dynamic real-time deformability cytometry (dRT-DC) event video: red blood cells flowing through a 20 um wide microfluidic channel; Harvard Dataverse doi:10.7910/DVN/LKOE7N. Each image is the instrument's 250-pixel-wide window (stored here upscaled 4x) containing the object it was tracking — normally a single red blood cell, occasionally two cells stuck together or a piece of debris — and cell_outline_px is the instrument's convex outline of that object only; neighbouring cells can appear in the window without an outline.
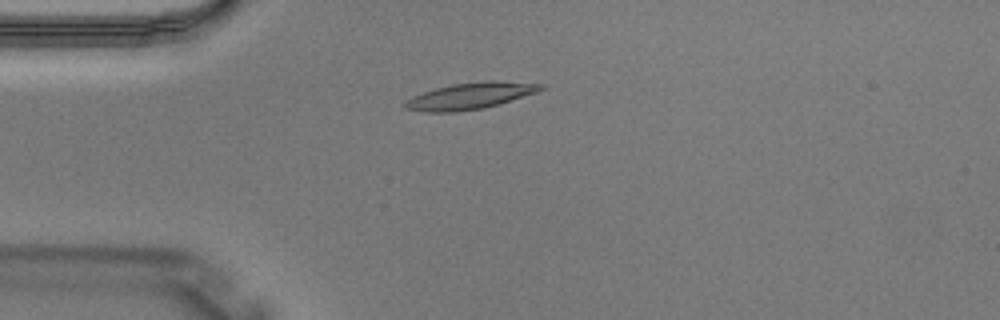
{"species": "Egyptian fruit bat (a non-hibernating species)", "species_latin": "Rousettus aegyptiacus", "temperature_condition": "warm", "stored_images_in_passage": 3, "camera_frame_rate_fps": 3000, "um_per_image_px": 0.085, "animal": {"sex": "male"}, "frame": {"image": 1, "passage_image": 3, "time_ms": 0.667, "image_size_px": [1000, 320], "cell_outline_px": [[544, 88], [536, 92], [484, 108], [456, 112], [424, 112], [404, 108], [404, 100], [412, 96], [436, 88], [452, 84], [488, 80], [492, 80], [544, 84]], "centroid_in_image_um": [39.92, 8.15], "position_along_channel_um": 45.1, "area_um2": 20.81}}